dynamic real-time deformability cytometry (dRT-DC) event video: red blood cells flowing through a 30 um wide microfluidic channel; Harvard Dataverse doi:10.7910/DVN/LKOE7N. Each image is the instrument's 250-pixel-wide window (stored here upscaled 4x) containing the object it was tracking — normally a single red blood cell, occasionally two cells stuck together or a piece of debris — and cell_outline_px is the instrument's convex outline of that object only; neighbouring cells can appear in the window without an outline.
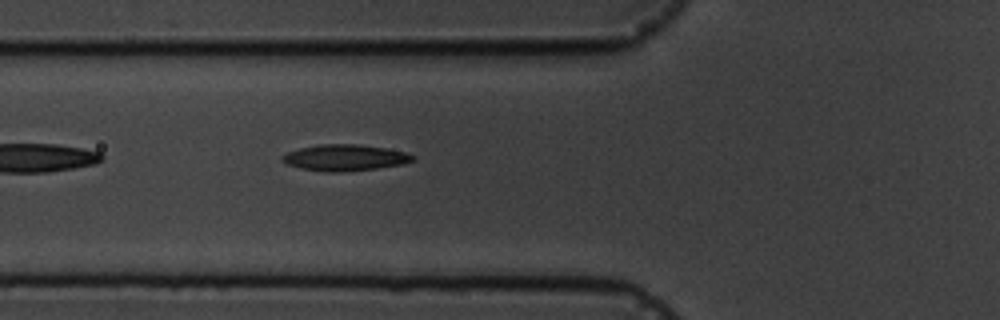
{"species": "common noctule bat (a hibernating species)", "species_latin": "Nyctalus noctula", "temperature_condition": "cold", "stored_images_in_passage": 2, "camera_frame_rate_fps": 3000, "um_per_image_px": 0.085, "animal": {"sex": "male", "body_mass_g": 19.5, "forearm_length_mm": 54.6}, "frame": {"image": 1, "passage_image": 2, "time_ms": 1.333, "image_size_px": [1000, 320], "cell_outline_px": [[416, 160], [404, 164], [376, 168], [340, 172], [324, 172], [300, 168], [288, 164], [280, 160], [280, 156], [288, 152], [300, 148], [320, 144], [360, 144], [408, 152], [416, 156]], "centroid_in_image_um": [29.34, 13.4], "position_along_channel_um": 96.5, "area_um2": 20.11}}